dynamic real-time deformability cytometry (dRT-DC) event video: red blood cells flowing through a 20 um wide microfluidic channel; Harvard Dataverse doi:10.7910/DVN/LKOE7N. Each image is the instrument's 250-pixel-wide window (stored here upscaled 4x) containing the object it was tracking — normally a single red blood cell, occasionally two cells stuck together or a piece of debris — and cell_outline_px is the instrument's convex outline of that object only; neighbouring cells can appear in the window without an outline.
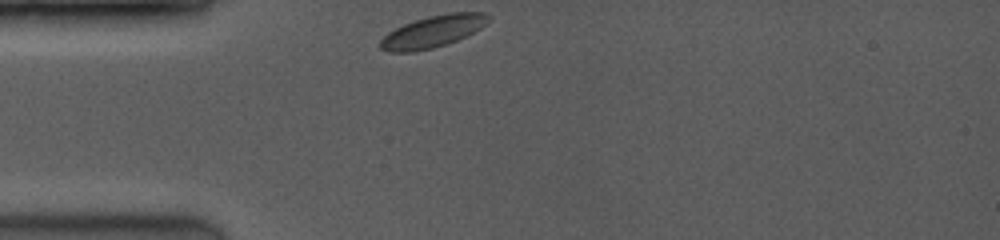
{"species": "common noctule bat (a hibernating species)", "species_latin": "Nyctalus noctula", "temperature_condition": "room temperature", "stored_images_in_passage": 5, "camera_frame_rate_fps": 3500, "um_per_image_px": 0.085, "animal": {"sex": "female", "body_mass_g": 19.0, "forearm_length_mm": 53.3}, "frame": {"image": 1, "passage_image": 1, "time_ms": 0.0, "image_size_px": [1000, 240], "cell_outline_px": [[492, 16], [480, 28], [456, 40], [432, 48], [412, 52], [388, 52], [380, 48], [380, 40], [388, 32], [404, 24], [428, 16], [448, 12], [484, 12]], "centroid_in_image_um": [36.77, 2.66], "position_along_channel_um": 48.2, "area_um2": 19.83}}
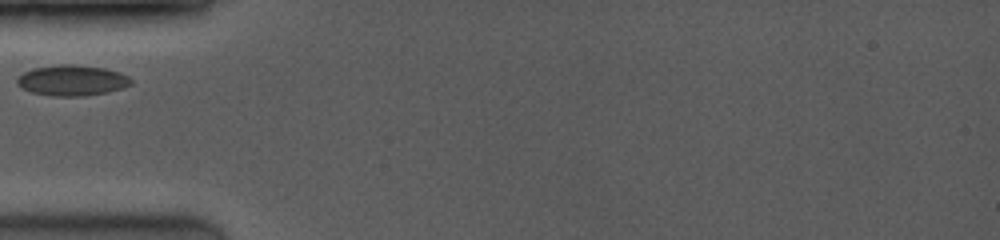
{"frame": {"image": 2, "passage_image": 4, "time_ms": 1.143, "image_size_px": [1000, 240], "cell_outline_px": [[132, 84], [124, 88], [108, 92], [80, 96], [52, 96], [32, 92], [20, 88], [16, 84], [16, 76], [32, 68], [60, 64], [72, 64], [104, 68], [120, 72], [128, 76], [132, 80]], "centroid_in_image_um": [6.1, 6.83], "position_along_channel_um": 78.9, "area_um2": 20.58}}